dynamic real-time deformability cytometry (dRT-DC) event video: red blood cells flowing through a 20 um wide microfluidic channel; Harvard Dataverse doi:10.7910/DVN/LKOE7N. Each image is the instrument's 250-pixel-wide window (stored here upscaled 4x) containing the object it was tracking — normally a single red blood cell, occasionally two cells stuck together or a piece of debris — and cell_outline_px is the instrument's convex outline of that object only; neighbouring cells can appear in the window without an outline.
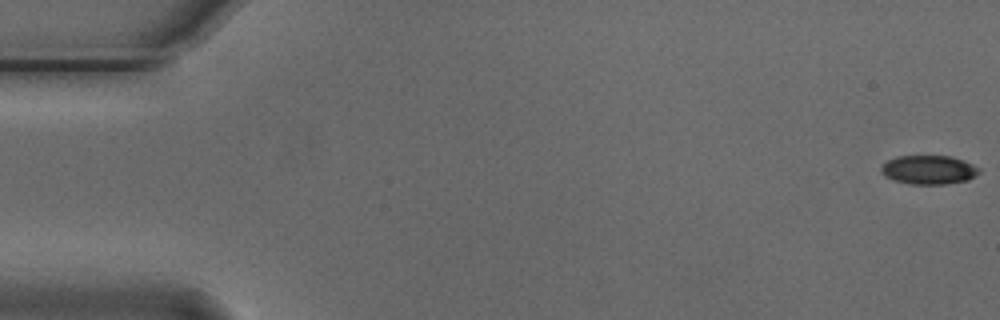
{"species": "Egyptian fruit bat (a non-hibernating species)", "species_latin": "Rousettus aegyptiacus", "temperature_condition": "cold", "stored_images_in_passage": 13, "camera_frame_rate_fps": 3000, "um_per_image_px": 0.085, "animal": {"sex": "male"}, "frame": {"image": 1, "passage_image": 1, "time_ms": 0.0, "image_size_px": [1000, 320], "cell_outline_px": [[980, 172], [976, 176], [968, 180], [944, 184], [912, 184], [896, 180], [884, 176], [880, 172], [880, 168], [888, 160], [896, 156], [952, 156], [964, 160], [980, 168]], "centroid_in_image_um": [78.97, 14.43], "position_along_channel_um": 6.0, "area_um2": 16.53}}